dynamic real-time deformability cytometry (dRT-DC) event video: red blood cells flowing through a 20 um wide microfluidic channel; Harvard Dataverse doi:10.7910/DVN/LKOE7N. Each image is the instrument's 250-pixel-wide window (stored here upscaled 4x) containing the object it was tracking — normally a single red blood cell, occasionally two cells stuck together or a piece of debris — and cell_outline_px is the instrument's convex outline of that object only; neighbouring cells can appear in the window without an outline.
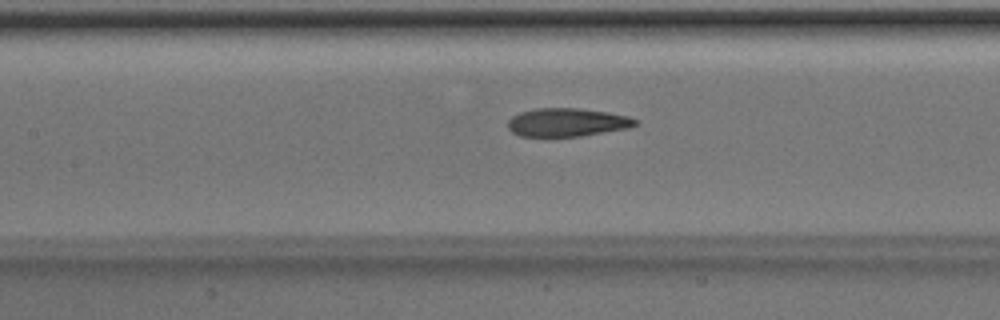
{"species": "Egyptian fruit bat (a non-hibernating species)", "species_latin": "Rousettus aegyptiacus", "temperature_condition": "room temperature", "stored_images_in_passage": 40, "camera_frame_rate_fps": 3000, "um_per_image_px": 0.085, "animal": {"sex": "male"}, "frame": {"image": 1, "passage_image": 13, "time_ms": 4.0, "image_size_px": [1000, 320], "cell_outline_px": [[636, 124], [628, 128], [580, 136], [520, 136], [512, 132], [508, 128], [508, 120], [512, 116], [520, 112], [536, 108], [580, 108], [608, 112], [628, 116], [636, 120]], "centroid_in_image_um": [48.17, 10.39], "position_along_channel_um": 159.2, "area_um2": 20.92}}
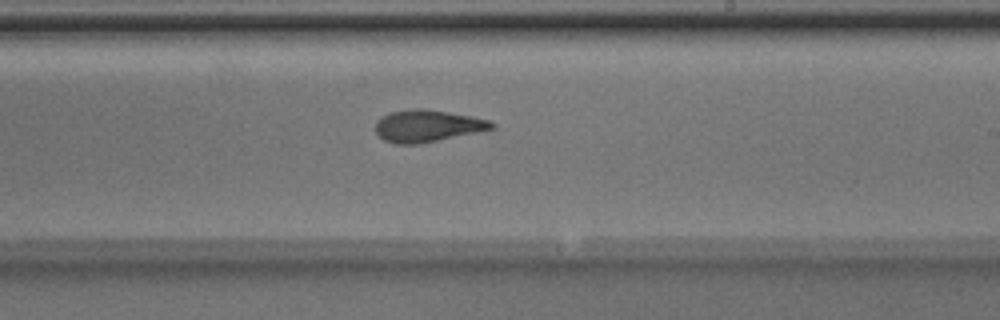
{"frame": {"image": 2, "passage_image": 20, "time_ms": 6.333, "image_size_px": [1000, 320], "cell_outline_px": [[496, 128], [420, 144], [392, 144], [384, 140], [376, 132], [376, 120], [392, 112], [416, 108], [424, 108], [472, 116], [492, 120], [496, 124]], "centroid_in_image_um": [36.37, 10.71], "position_along_channel_um": 252.6, "area_um2": 21.73}}
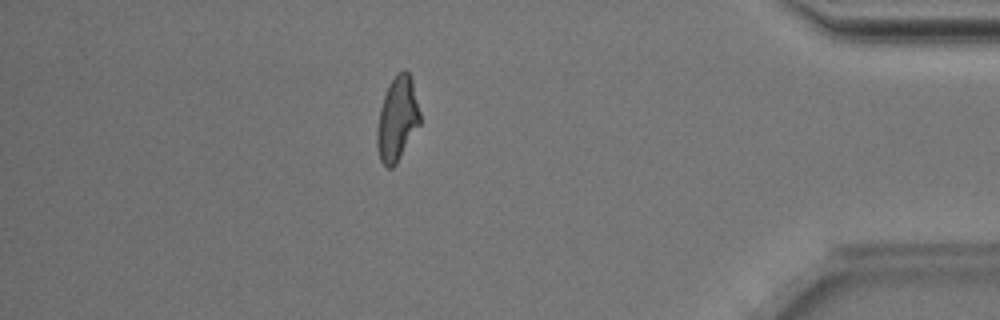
{"frame": {"image": 3, "passage_image": 34, "time_ms": 11.0, "image_size_px": [1000, 320], "cell_outline_px": [[420, 124], [396, 164], [392, 168], [388, 168], [380, 160], [376, 144], [376, 132], [380, 108], [388, 84], [396, 72], [404, 68], [408, 72], [412, 80], [420, 112]], "centroid_in_image_um": [33.76, 10.08], "position_along_channel_um": 401.4, "area_um2": 21.15}, "authors_computed_cell_mechanics": {"area_um2": 21.5305, "velocity_mm_per_s": 4.0329, "shape_relaxation_time_tau1_ms": 5.2731, "shape_relaxation_time_tau2_ms": 2.211, "deformation_change_tau1": 0.1703, "deformation_change_tau2": 0.1017}}